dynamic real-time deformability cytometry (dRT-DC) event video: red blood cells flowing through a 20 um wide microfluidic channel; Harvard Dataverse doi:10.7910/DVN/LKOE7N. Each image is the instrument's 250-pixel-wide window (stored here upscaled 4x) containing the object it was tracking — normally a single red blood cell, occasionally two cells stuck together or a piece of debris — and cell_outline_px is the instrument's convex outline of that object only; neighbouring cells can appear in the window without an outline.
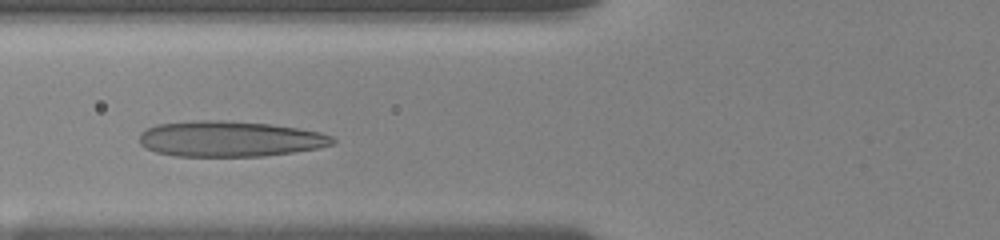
{"species": "human", "species_latin": "Homo sapiens", "temperature_condition": "room temperature", "stored_images_in_passage": 21, "camera_frame_rate_fps": 3000, "um_per_image_px": 0.085, "donor": {"sex": "female"}, "frame": {"image": 1, "passage_image": 10, "time_ms": 3.667, "image_size_px": [1000, 240], "cell_outline_px": [[336, 140], [332, 144], [316, 148], [292, 152], [264, 156], [176, 156], [156, 152], [144, 148], [140, 144], [140, 132], [144, 128], [156, 124], [196, 120], [220, 120], [272, 124], [320, 132], [332, 136]], "centroid_in_image_um": [19.47, 11.8], "position_along_channel_um": 106.3, "area_um2": 40.23}}
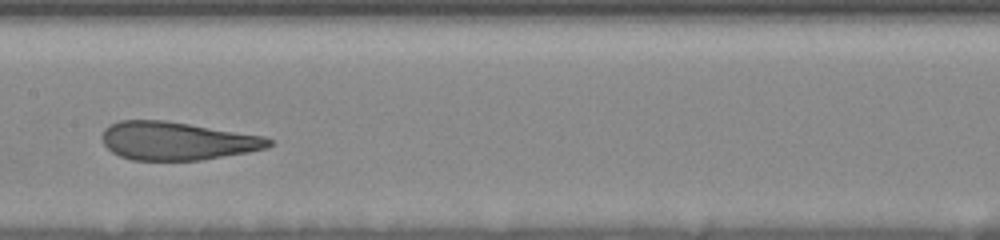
{"frame": {"image": 2, "passage_image": 15, "time_ms": 6.0, "image_size_px": [1000, 240], "cell_outline_px": [[272, 144], [268, 148], [248, 152], [200, 160], [132, 160], [120, 156], [112, 152], [104, 144], [100, 136], [104, 128], [108, 124], [120, 120], [164, 120], [264, 136], [272, 140]], "centroid_in_image_um": [15.0, 11.97], "position_along_channel_um": 192.4, "area_um2": 37.17}}
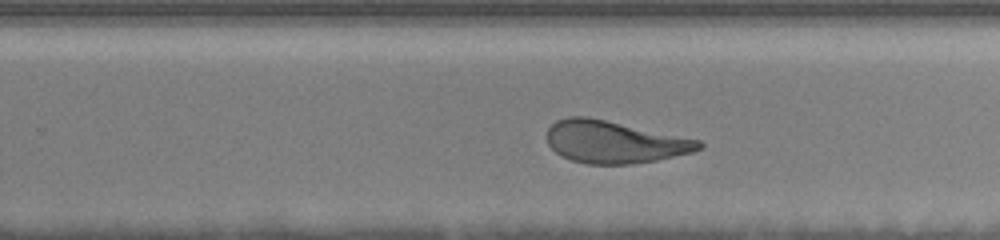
{"frame": {"image": 3, "passage_image": 21, "time_ms": 8.333, "image_size_px": [1000, 240], "cell_outline_px": [[704, 144], [700, 148], [692, 152], [656, 160], [632, 164], [584, 164], [560, 156], [548, 144], [548, 128], [556, 120], [568, 116], [588, 116], [700, 140]], "centroid_in_image_um": [52.19, 12.06], "position_along_channel_um": 277.6, "area_um2": 37.34}}